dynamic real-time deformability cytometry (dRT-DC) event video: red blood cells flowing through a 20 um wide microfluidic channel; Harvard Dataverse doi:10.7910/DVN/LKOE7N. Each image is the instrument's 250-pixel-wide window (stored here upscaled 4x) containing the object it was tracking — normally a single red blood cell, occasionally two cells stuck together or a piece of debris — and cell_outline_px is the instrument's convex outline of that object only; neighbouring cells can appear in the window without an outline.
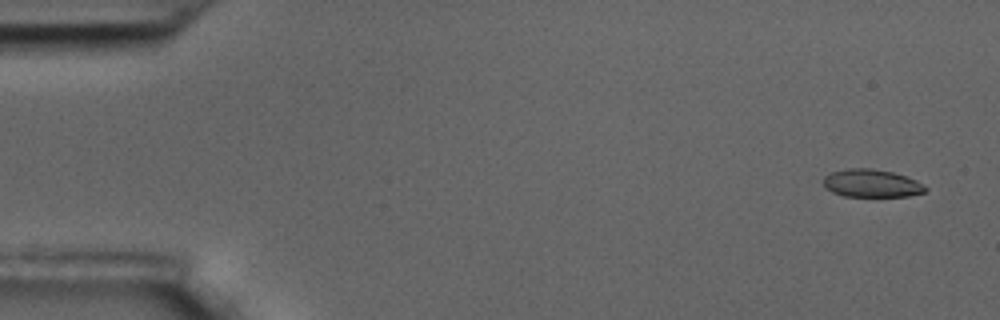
{"species": "common noctule bat (a hibernating species)", "species_latin": "Nyctalus noctula", "temperature_condition": "room temperature", "stored_images_in_passage": 59, "camera_frame_rate_fps": 3000, "um_per_image_px": 0.085, "animal": {"sex": "male", "body_mass_g": 17.5, "forearm_length_mm": 52.3}, "frame": {"image": 1, "passage_image": 3, "time_ms": 0.667, "image_size_px": [1000, 320], "cell_outline_px": [[928, 188], [924, 192], [908, 196], [844, 196], [832, 192], [824, 188], [824, 176], [832, 172], [848, 168], [872, 168], [892, 172], [916, 180], [924, 184]], "centroid_in_image_um": [74.07, 15.58], "position_along_channel_um": 10.9, "area_um2": 16.53}}
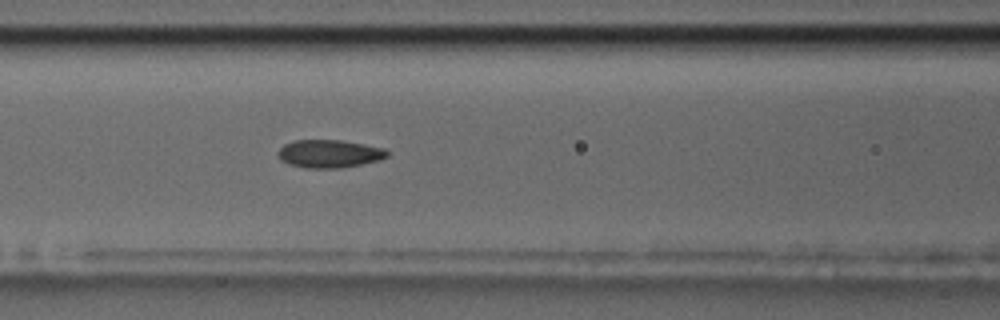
{"frame": {"image": 2, "passage_image": 25, "time_ms": 8.0, "image_size_px": [1000, 320], "cell_outline_px": [[388, 156], [376, 160], [360, 164], [340, 168], [304, 168], [288, 164], [280, 160], [276, 156], [276, 152], [284, 144], [296, 140], [344, 140], [384, 148], [388, 152]], "centroid_in_image_um": [27.92, 13.06], "position_along_channel_um": 138.7, "area_um2": 17.86}}
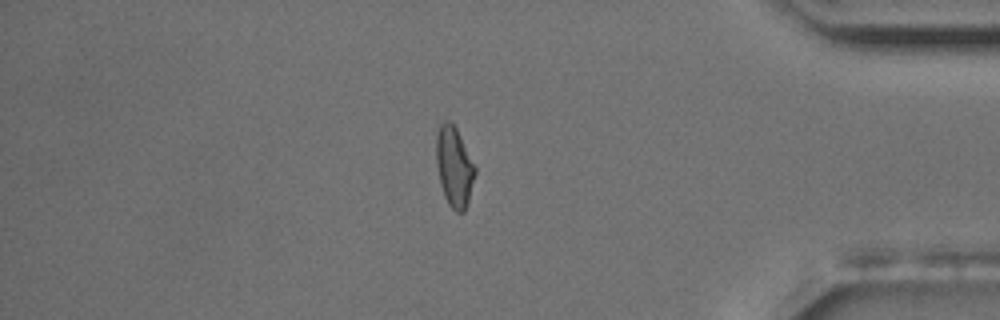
{"frame": {"image": 3, "passage_image": 50, "time_ms": 16.333, "image_size_px": [1000, 320], "cell_outline_px": [[476, 172], [468, 200], [464, 212], [456, 212], [448, 204], [444, 196], [440, 184], [436, 164], [436, 136], [440, 124], [444, 120], [448, 120], [456, 128], [476, 168]], "centroid_in_image_um": [38.59, 14.18], "position_along_channel_um": 396.6, "area_um2": 17.98}, "authors_computed_cell_mechanics": {"area_um2": 17.8024, "velocity_mm_per_s": 3.4705, "shape_relaxation_time_tau1_ms": null, "shape_relaxation_time_tau2_ms": 2.9247, "deformation_change_tau1": null, "deformation_change_tau2": 0.07}}